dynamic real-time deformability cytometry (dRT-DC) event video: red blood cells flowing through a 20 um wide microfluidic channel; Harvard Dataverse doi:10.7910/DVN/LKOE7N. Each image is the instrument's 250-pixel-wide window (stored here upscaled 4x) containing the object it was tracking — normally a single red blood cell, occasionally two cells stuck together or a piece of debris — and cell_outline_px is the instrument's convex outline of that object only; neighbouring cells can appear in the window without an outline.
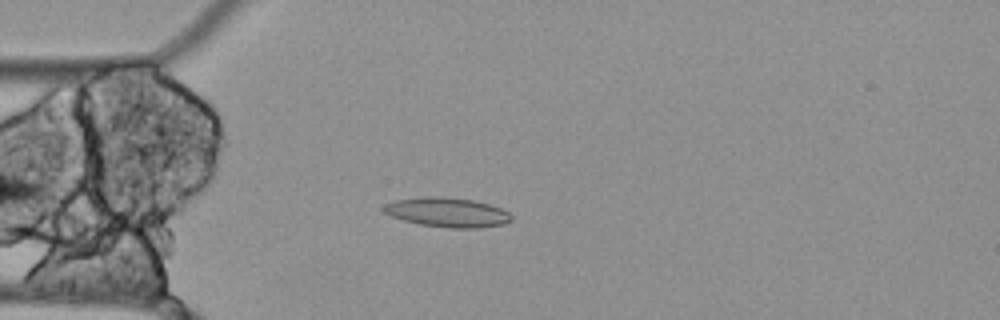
{"species": "Egyptian fruit bat (a non-hibernating species)", "species_latin": "Rousettus aegyptiacus", "temperature_condition": "cold", "stored_images_in_passage": 46, "camera_frame_rate_fps": 3000, "um_per_image_px": 0.085, "animal": {"sex": "female"}, "frame": {"image": 1, "passage_image": 5, "time_ms": 1.333, "image_size_px": [1000, 320], "cell_outline_px": [[512, 220], [504, 224], [480, 228], [452, 228], [420, 224], [404, 220], [392, 216], [384, 212], [380, 208], [384, 204], [396, 200], [424, 196], [444, 196], [472, 200], [488, 204], [500, 208], [508, 212], [512, 216]], "centroid_in_image_um": [38.01, 18.04], "position_along_channel_um": 47.0, "area_um2": 21.96}}
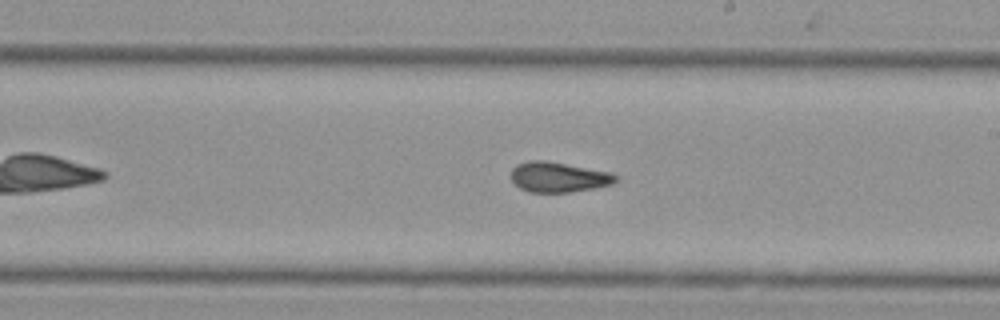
{"frame": {"image": 2, "passage_image": 22, "time_ms": 7.0, "image_size_px": [1000, 320], "cell_outline_px": [[616, 180], [612, 184], [592, 188], [568, 192], [532, 192], [520, 188], [512, 180], [512, 168], [516, 164], [528, 160], [548, 160], [612, 172], [616, 176]], "centroid_in_image_um": [47.46, 15.03], "position_along_channel_um": 241.5, "area_um2": 18.38}}
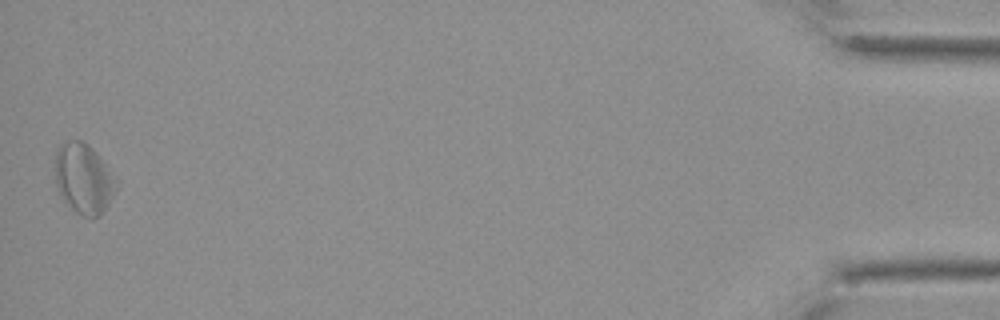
{"frame": {"image": 3, "passage_image": 46, "time_ms": 15.0, "image_size_px": [1000, 320], "cell_outline_px": [[120, 180], [108, 204], [100, 216], [84, 216], [76, 212], [60, 196], [56, 184], [56, 152], [60, 144], [76, 140], [80, 140], [88, 144], [100, 156]], "centroid_in_image_um": [7.15, 15.17], "position_along_channel_um": 428.0, "area_um2": 24.97}, "authors_computed_cell_mechanics": {"area_um2": 19.6231, "velocity_mm_per_s": 3.474, "shape_relaxation_time_tau1_ms": null, "shape_relaxation_time_tau2_ms": 5.6459, "deformation_change_tau1": null, "deformation_change_tau2": 0.1396}}